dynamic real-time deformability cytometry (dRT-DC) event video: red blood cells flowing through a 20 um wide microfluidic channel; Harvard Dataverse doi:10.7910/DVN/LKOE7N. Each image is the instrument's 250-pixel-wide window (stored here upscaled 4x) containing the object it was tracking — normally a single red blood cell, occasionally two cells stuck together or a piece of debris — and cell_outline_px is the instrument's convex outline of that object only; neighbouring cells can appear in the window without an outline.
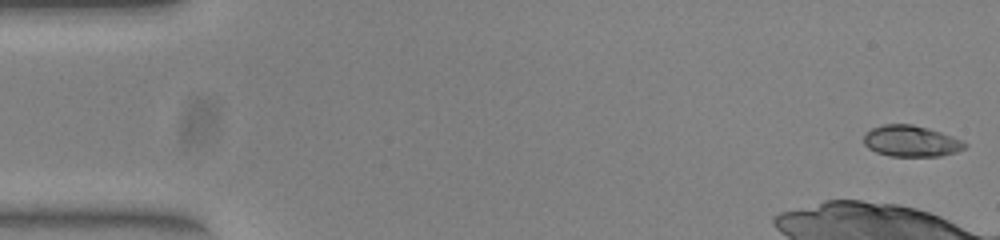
{"species": "common noctule bat (a hibernating species)", "species_latin": "Nyctalus noctula", "temperature_condition": "warm", "stored_images_in_passage": 11, "camera_frame_rate_fps": 3000, "um_per_image_px": 0.085, "animal": {"sex": "female", "body_mass_g": 23.0, "forearm_length_mm": 53.4}, "frame": {"image": 1, "passage_image": 1, "time_ms": 0.0, "image_size_px": [1000, 240], "cell_outline_px": [[968, 144], [964, 148], [956, 152], [940, 156], [888, 156], [876, 152], [868, 148], [864, 144], [864, 136], [872, 128], [884, 124], [912, 124], [928, 128], [952, 136]], "centroid_in_image_um": [77.43, 12.0], "position_along_channel_um": 7.6, "area_um2": 18.26}}